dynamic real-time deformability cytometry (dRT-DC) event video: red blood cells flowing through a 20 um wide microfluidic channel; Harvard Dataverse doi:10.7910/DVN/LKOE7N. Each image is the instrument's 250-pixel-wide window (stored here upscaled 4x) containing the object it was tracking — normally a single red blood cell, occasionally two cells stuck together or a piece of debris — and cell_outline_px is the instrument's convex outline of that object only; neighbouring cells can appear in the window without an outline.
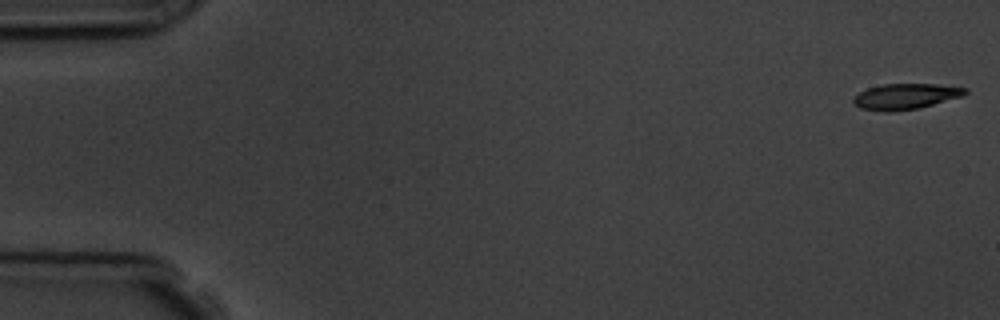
{"species": "common noctule bat (a hibernating species)", "species_latin": "Nyctalus noctula", "temperature_condition": "room temperature", "stored_images_in_passage": 5, "camera_frame_rate_fps": 3000, "um_per_image_px": 0.085, "animal": {"sex": "male", "body_mass_g": 19.5, "forearm_length_mm": 54.6}, "frame": {"image": 1, "passage_image": 1, "time_ms": 0.0, "image_size_px": [1000, 320], "cell_outline_px": [[968, 92], [964, 96], [920, 108], [892, 112], [884, 112], [860, 108], [852, 104], [852, 100], [860, 92], [868, 88], [884, 84], [936, 84], [968, 88]], "centroid_in_image_um": [76.99, 8.21], "position_along_channel_um": 8.0, "area_um2": 16.94}}
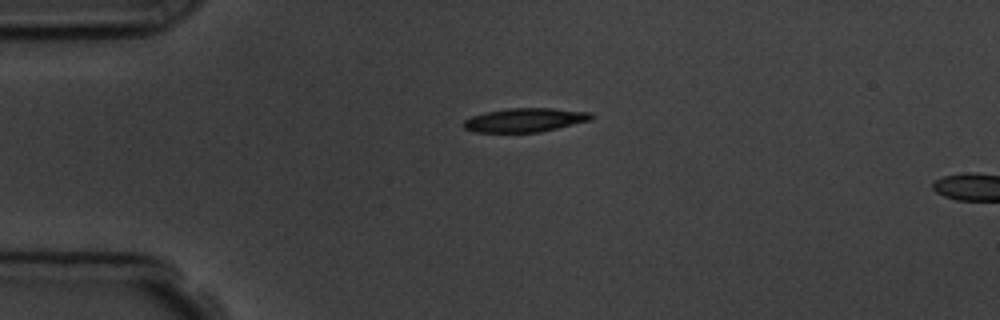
{"frame": {"image": 2, "passage_image": 4, "time_ms": 4.0, "image_size_px": [1000, 320], "cell_outline_px": [[596, 116], [592, 120], [540, 132], [476, 132], [464, 128], [464, 120], [472, 116], [484, 112], [508, 108], [552, 108], [592, 112]], "centroid_in_image_um": [44.68, 10.19], "position_along_channel_um": 40.3, "area_um2": 17.86}}